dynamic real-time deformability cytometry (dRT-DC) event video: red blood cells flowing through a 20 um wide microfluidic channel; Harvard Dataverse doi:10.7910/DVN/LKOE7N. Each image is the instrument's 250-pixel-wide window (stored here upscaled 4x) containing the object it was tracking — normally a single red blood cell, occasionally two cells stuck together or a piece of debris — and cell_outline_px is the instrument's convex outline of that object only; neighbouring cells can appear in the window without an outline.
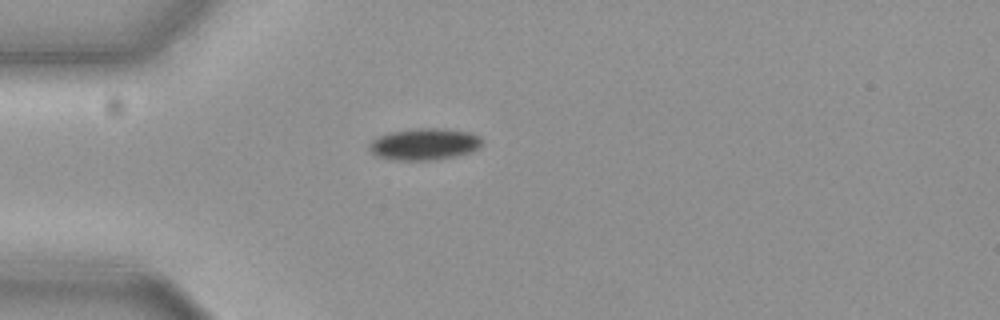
{"species": "common noctule bat (a hibernating species)", "species_latin": "Nyctalus noctula", "temperature_condition": "cold", "stored_images_in_passage": 14, "camera_frame_rate_fps": 3000, "um_per_image_px": 0.085, "animal": {"sex": "female", "body_mass_g": 19.3, "forearm_length_mm": 54.1}, "frame": {"image": 1, "passage_image": 1, "time_ms": 0.0, "image_size_px": [1000, 320], "cell_outline_px": [[480, 144], [476, 148], [468, 152], [452, 156], [432, 160], [396, 160], [380, 156], [372, 152], [368, 148], [368, 144], [372, 140], [388, 132], [416, 128], [440, 128], [468, 132], [480, 136]], "centroid_in_image_um": [36.02, 12.24], "position_along_channel_um": 49.0, "area_um2": 20.4}}
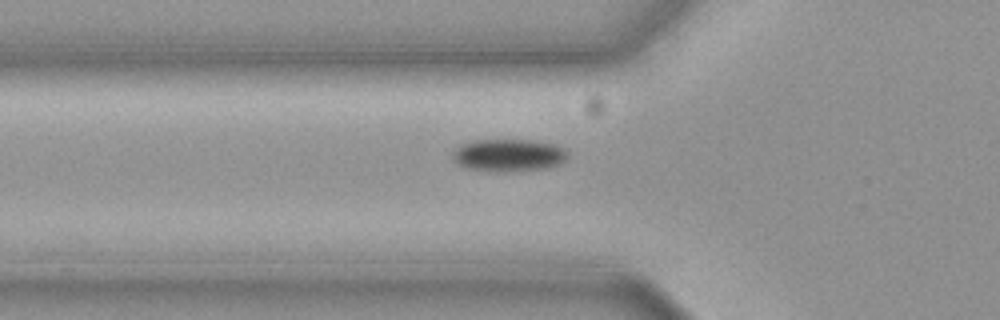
{"frame": {"image": 2, "passage_image": 5, "time_ms": 1.333, "image_size_px": [1000, 320], "cell_outline_px": [[568, 156], [560, 164], [552, 168], [516, 172], [484, 172], [468, 168], [452, 160], [452, 148], [464, 140], [496, 136], [504, 136], [540, 140], [556, 144], [564, 148], [568, 152]], "centroid_in_image_um": [43.18, 13.12], "position_along_channel_um": 82.6, "area_um2": 24.1}}